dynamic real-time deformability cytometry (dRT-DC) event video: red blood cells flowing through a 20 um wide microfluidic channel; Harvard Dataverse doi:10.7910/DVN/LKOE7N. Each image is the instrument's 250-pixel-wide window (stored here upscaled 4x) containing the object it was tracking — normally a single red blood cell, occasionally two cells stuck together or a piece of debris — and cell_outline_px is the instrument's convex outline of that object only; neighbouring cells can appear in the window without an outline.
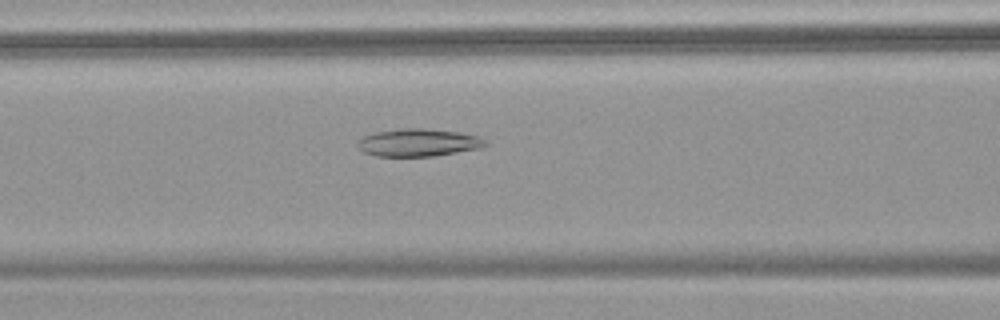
{"species": "common noctule bat (a hibernating species)", "species_latin": "Nyctalus noctula", "temperature_condition": "warm", "stored_images_in_passage": 26, "camera_frame_rate_fps": 3000, "um_per_image_px": 0.085, "animal": {"sex": "female", "body_mass_g": 18.4}, "frame": {"image": 1, "passage_image": 6, "time_ms": 1.667, "image_size_px": [1000, 320], "cell_outline_px": [[488, 144], [480, 148], [432, 156], [376, 156], [364, 152], [356, 144], [364, 136], [376, 132], [400, 128], [424, 128], [456, 132], [476, 136], [484, 140]], "centroid_in_image_um": [35.53, 12.12], "position_along_channel_um": 131.1, "area_um2": 20.23}}
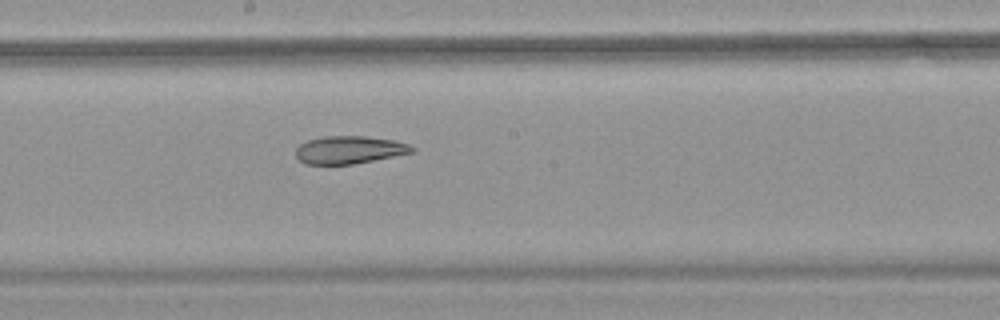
{"frame": {"image": 2, "passage_image": 13, "time_ms": 4.0, "image_size_px": [1000, 320], "cell_outline_px": [[416, 152], [352, 164], [304, 164], [296, 156], [296, 148], [300, 144], [308, 140], [324, 136], [364, 136], [392, 140], [408, 144], [416, 148]], "centroid_in_image_um": [29.7, 12.74], "position_along_channel_um": 218.5, "area_um2": 18.73}}
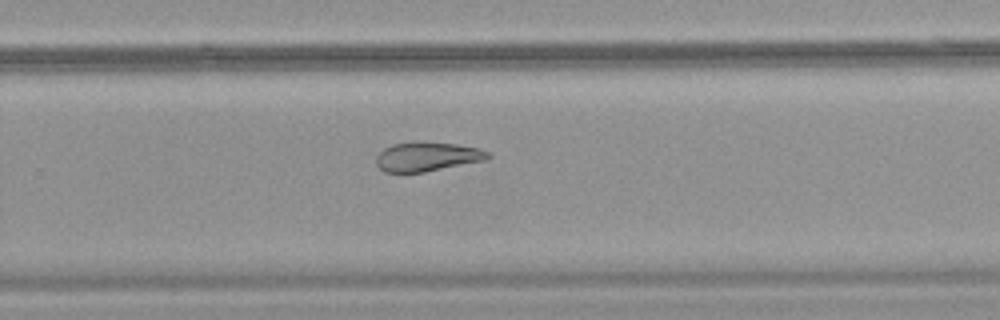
{"frame": {"image": 3, "passage_image": 19, "time_ms": 6.0, "image_size_px": [1000, 320], "cell_outline_px": [[492, 156], [488, 160], [424, 172], [384, 172], [376, 164], [376, 156], [384, 148], [392, 144], [456, 144], [480, 148], [488, 152]], "centroid_in_image_um": [36.35, 13.35], "position_along_channel_um": 293.4, "area_um2": 18.5}, "authors_computed_cell_mechanics": {"area_um2": 19.8254, "velocity_mm_per_s": 3.7687, "shape_relaxation_time_tau1_ms": null, "shape_relaxation_time_tau2_ms": 5.2132, "deformation_change_tau1": null, "deformation_change_tau2": 0.1138}}